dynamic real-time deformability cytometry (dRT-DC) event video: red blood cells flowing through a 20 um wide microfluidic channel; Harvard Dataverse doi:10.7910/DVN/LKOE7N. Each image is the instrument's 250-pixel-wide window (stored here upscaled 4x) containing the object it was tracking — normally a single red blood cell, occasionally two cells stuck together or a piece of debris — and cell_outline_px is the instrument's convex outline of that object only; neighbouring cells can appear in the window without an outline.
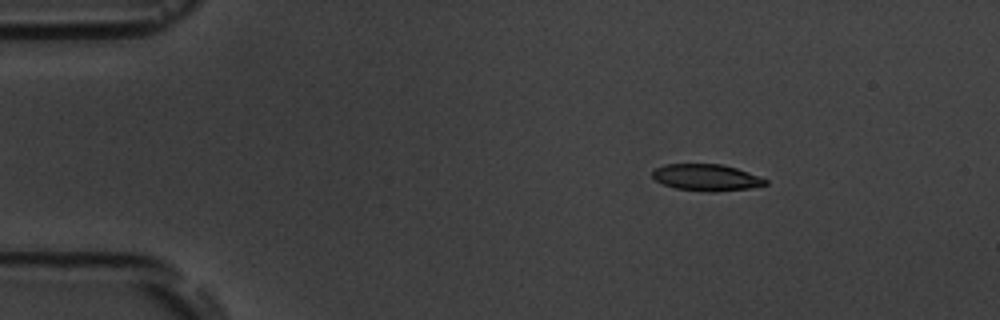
{"species": "common noctule bat (a hibernating species)", "species_latin": "Nyctalus noctula", "temperature_condition": "room temperature", "stored_images_in_passage": 4, "camera_frame_rate_fps": 3000, "um_per_image_px": 0.085, "animal": {"sex": "male", "body_mass_g": 19.5, "forearm_length_mm": 54.6}, "frame": {"image": 1, "passage_image": 2, "time_ms": 1.0, "image_size_px": [1000, 320], "cell_outline_px": [[768, 184], [748, 188], [676, 188], [664, 184], [656, 180], [652, 176], [652, 172], [656, 168], [664, 164], [720, 164], [736, 168], [748, 172], [768, 180]], "centroid_in_image_um": [60.01, 15.01], "position_along_channel_um": 25.0, "area_um2": 16.24}}
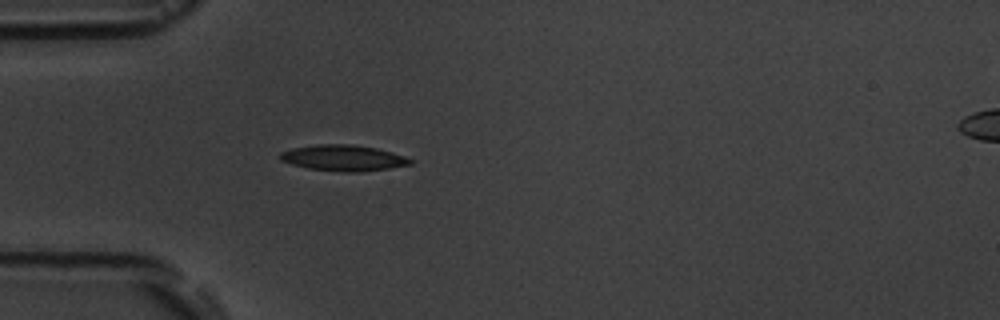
{"frame": {"image": 2, "passage_image": 4, "time_ms": 3.667, "image_size_px": [1000, 320], "cell_outline_px": [[412, 164], [388, 168], [360, 172], [344, 172], [308, 168], [292, 164], [280, 160], [280, 152], [292, 148], [316, 144], [352, 144], [376, 148], [392, 152], [404, 156], [412, 160]], "centroid_in_image_um": [29.17, 13.42], "position_along_channel_um": 55.8, "area_um2": 19.59}}